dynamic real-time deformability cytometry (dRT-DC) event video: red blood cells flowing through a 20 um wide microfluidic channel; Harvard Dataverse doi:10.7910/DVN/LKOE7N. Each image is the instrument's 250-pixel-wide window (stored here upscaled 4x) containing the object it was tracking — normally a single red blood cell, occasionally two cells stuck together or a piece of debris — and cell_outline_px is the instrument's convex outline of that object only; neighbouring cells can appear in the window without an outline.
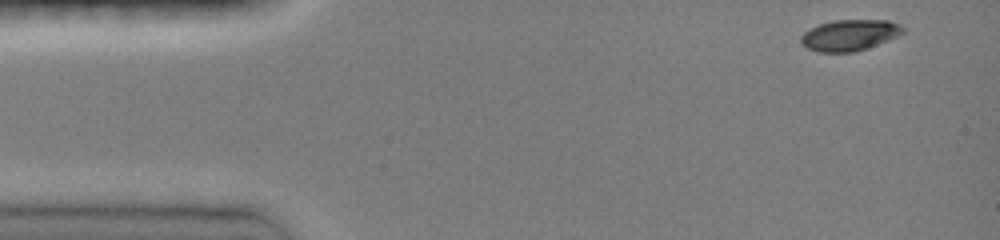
{"species": "common noctule bat (a hibernating species)", "species_latin": "Nyctalus noctula", "temperature_condition": "room temperature", "stored_images_in_passage": 31, "camera_frame_rate_fps": 3000, "um_per_image_px": 0.085, "animal": {"sex": "female", "body_mass_g": 19.0, "forearm_length_mm": 51.5}, "frame": {"image": 1, "passage_image": 1, "time_ms": 0.0, "image_size_px": [1000, 240], "cell_outline_px": [[904, 32], [888, 40], [852, 52], [820, 52], [808, 48], [800, 40], [800, 36], [808, 28], [832, 20], [888, 20], [900, 24], [904, 28]], "centroid_in_image_um": [72.19, 2.97], "position_along_channel_um": 12.8, "area_um2": 18.26}}
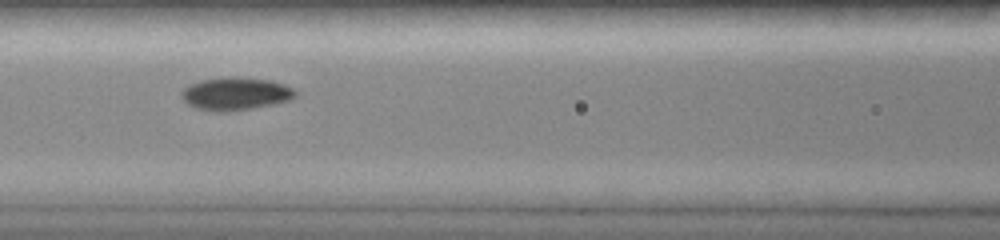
{"frame": {"image": 2, "passage_image": 13, "time_ms": 5.667, "image_size_px": [1000, 240], "cell_outline_px": [[296, 96], [292, 100], [276, 104], [228, 112], [216, 112], [196, 108], [188, 104], [184, 100], [180, 92], [188, 84], [200, 80], [232, 76], [272, 80], [284, 84], [292, 88], [296, 92]], "centroid_in_image_um": [20.03, 7.97], "position_along_channel_um": 146.6, "area_um2": 22.08}}
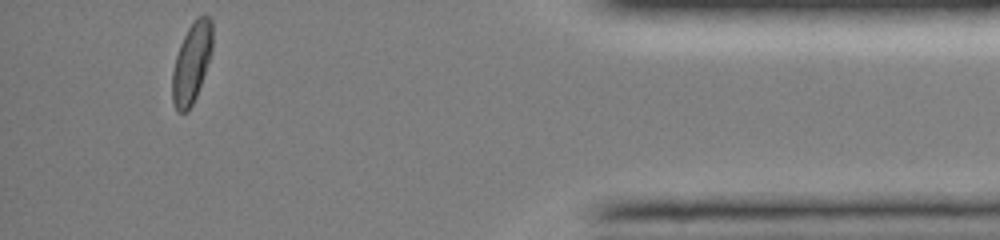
{"frame": {"image": 3, "passage_image": 31, "time_ms": 13.333, "image_size_px": [1000, 240], "cell_outline_px": [[212, 52], [196, 96], [188, 112], [176, 112], [172, 100], [172, 72], [176, 56], [180, 44], [188, 28], [196, 16], [204, 12], [212, 20]], "centroid_in_image_um": [16.29, 5.31], "position_along_channel_um": 418.9, "area_um2": 18.96}, "authors_computed_cell_mechanics": {"area_um2": 20.23, "velocity_mm_per_s": 4.0699, "shape_relaxation_time_tau1_ms": 2.8355, "shape_relaxation_time_tau2_ms": 1.186, "deformation_change_tau1": 0.1514, "deformation_change_tau2": 0.0312}}